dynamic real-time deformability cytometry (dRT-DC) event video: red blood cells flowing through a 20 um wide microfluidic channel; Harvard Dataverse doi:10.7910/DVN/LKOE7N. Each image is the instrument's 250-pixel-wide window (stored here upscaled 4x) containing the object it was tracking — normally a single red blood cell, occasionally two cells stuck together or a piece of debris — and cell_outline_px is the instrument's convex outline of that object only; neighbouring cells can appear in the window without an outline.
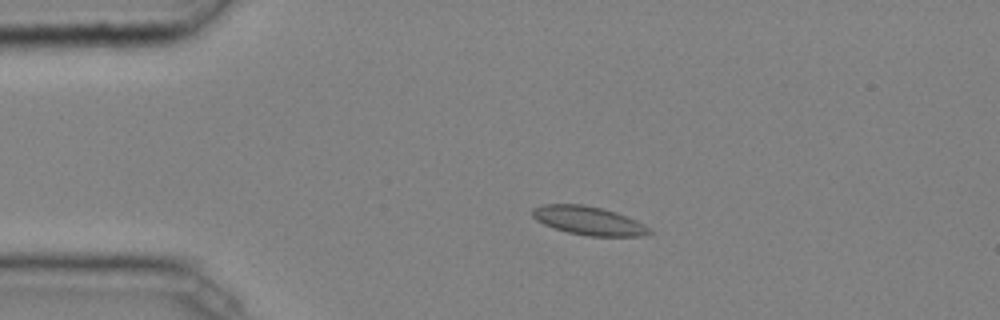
{"species": "common noctule bat (a hibernating species)", "species_latin": "Nyctalus noctula", "temperature_condition": "cold", "stored_images_in_passage": 13, "camera_frame_rate_fps": 3000, "um_per_image_px": 0.085, "animal": {"sex": "male", "body_mass_g": 20.4}, "frame": {"image": 1, "passage_image": 1, "time_ms": 0.0, "image_size_px": [1000, 320], "cell_outline_px": [[652, 232], [644, 236], [588, 236], [568, 232], [544, 224], [536, 220], [532, 216], [532, 208], [544, 204], [584, 204], [616, 212], [636, 220], [644, 224]], "centroid_in_image_um": [50.02, 18.75], "position_along_channel_um": 35.0, "area_um2": 19.36}}